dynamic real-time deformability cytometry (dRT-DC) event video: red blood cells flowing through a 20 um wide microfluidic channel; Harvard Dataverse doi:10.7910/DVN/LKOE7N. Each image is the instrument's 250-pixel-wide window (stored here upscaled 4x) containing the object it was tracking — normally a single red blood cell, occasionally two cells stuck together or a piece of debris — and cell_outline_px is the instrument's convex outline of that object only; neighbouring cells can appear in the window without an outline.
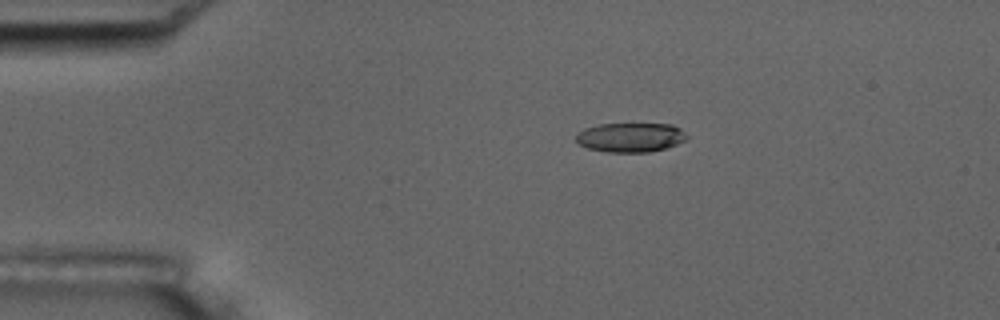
{"species": "common noctule bat (a hibernating species)", "species_latin": "Nyctalus noctula", "temperature_condition": "room temperature", "stored_images_in_passage": 16, "camera_frame_rate_fps": 3000, "um_per_image_px": 0.085, "animal": {"sex": "male", "body_mass_g": 17.5, "forearm_length_mm": 52.3}, "frame": {"image": 1, "passage_image": 3, "time_ms": 2.333, "image_size_px": [1000, 320], "cell_outline_px": [[688, 136], [684, 140], [676, 144], [664, 148], [648, 152], [608, 152], [588, 148], [580, 144], [576, 140], [576, 132], [584, 128], [600, 124], [672, 124], [680, 128]], "centroid_in_image_um": [53.56, 11.67], "position_along_channel_um": 31.4, "area_um2": 18.84}, "authors_computed_cell_mechanics": {"area_um2": 20.8369, "velocity_mm_per_s": 3.5247, "shape_relaxation_time_tau1_ms": 6.5749, "shape_relaxation_time_tau2_ms": 3.2857, "deformation_change_tau1": 0.1921, "deformation_change_tau2": 0.0936}}